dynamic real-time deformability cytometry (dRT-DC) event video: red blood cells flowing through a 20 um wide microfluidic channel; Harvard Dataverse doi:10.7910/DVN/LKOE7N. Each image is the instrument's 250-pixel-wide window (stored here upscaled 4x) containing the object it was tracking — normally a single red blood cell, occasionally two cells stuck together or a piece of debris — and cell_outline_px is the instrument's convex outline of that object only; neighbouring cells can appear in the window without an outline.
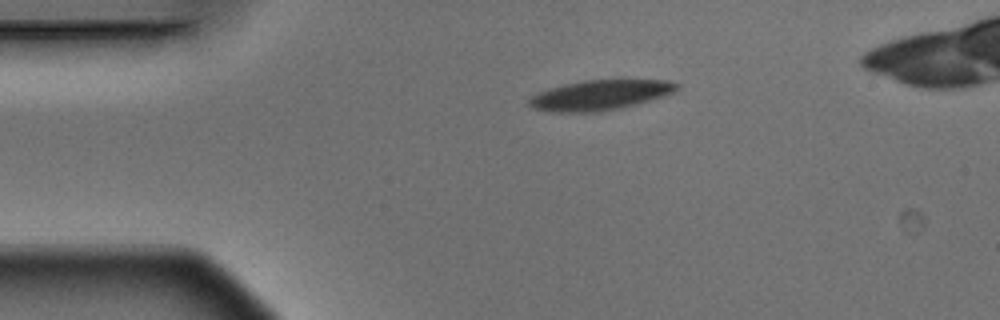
{"species": "Egyptian fruit bat (a non-hibernating species)", "species_latin": "Rousettus aegyptiacus", "temperature_condition": "warm", "stored_images_in_passage": 3, "camera_frame_rate_fps": 3000, "um_per_image_px": 0.085, "animal": {"sex": "male"}, "frame": {"image": 1, "passage_image": 1, "time_ms": 0.0, "image_size_px": [1000, 320], "cell_outline_px": [[680, 84], [672, 92], [648, 100], [620, 108], [596, 112], [552, 112], [532, 108], [528, 104], [528, 100], [532, 96], [540, 92], [564, 84], [584, 80], [664, 80]], "centroid_in_image_um": [50.94, 8.08], "position_along_channel_um": 34.1, "area_um2": 25.32}}